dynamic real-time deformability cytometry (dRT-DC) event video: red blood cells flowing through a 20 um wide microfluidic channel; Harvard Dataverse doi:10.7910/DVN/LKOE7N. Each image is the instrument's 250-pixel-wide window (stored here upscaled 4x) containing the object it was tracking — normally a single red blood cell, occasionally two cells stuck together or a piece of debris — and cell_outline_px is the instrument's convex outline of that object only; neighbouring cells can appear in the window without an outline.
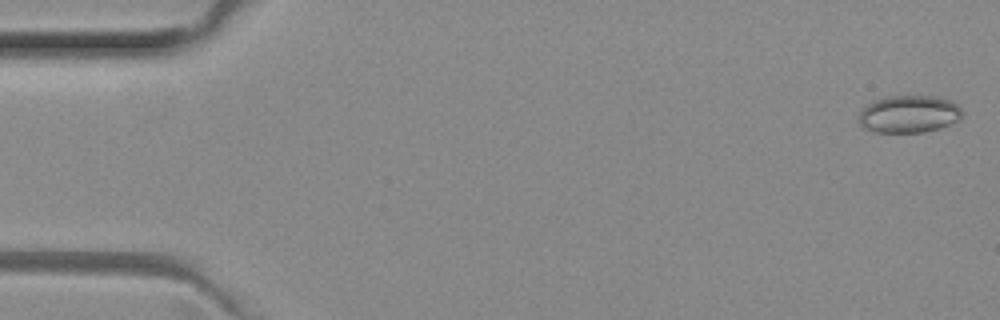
{"species": "common noctule bat (a hibernating species)", "species_latin": "Nyctalus noctula", "temperature_condition": "room temperature", "stored_images_in_passage": 18, "camera_frame_rate_fps": 3000, "um_per_image_px": 0.085, "animal": {"sex": "female", "body_mass_g": 29.2, "forearm_length_mm": 56.3}, "frame": {"image": 1, "passage_image": 1, "time_ms": 0.0, "image_size_px": [1000, 320], "cell_outline_px": [[964, 112], [960, 120], [940, 128], [924, 132], [876, 132], [860, 128], [860, 112], [872, 100], [888, 96], [936, 96], [952, 100]], "centroid_in_image_um": [77.28, 9.69], "position_along_channel_um": 7.7, "area_um2": 22.77}}
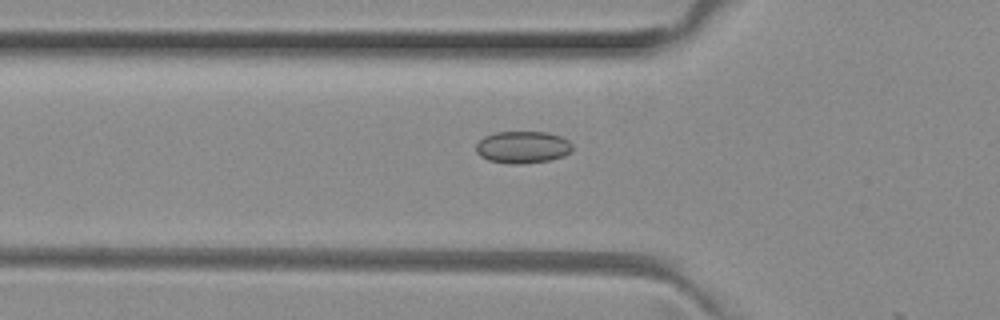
{"frame": {"image": 2, "passage_image": 17, "time_ms": 5.333, "image_size_px": [1000, 320], "cell_outline_px": [[572, 152], [564, 156], [548, 160], [520, 164], [512, 164], [488, 160], [480, 156], [476, 152], [476, 144], [484, 136], [496, 132], [548, 132], [560, 136], [568, 140], [572, 144]], "centroid_in_image_um": [44.43, 12.51], "position_along_channel_um": 81.4, "area_um2": 18.09}}